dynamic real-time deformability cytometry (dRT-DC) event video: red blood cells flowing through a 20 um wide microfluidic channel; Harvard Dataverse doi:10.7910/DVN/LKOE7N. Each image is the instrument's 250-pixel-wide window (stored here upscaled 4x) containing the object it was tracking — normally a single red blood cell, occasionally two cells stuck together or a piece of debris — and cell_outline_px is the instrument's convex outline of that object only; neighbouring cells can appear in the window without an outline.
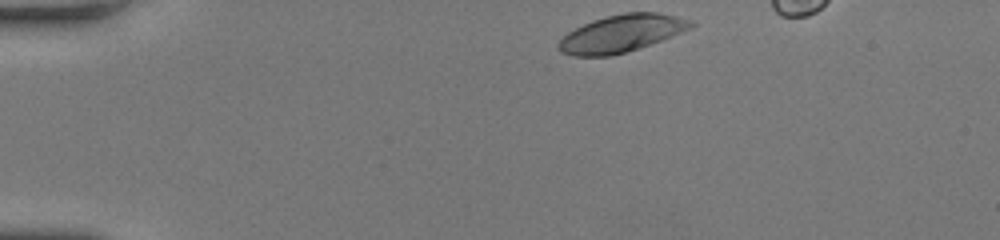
{"species": "human", "species_latin": "Homo sapiens", "temperature_condition": "room temperature", "stored_images_in_passage": 25, "camera_frame_rate_fps": 3000, "um_per_image_px": 0.085, "donor": {"sex": "female"}, "frame": {"image": 1, "passage_image": 1, "time_ms": 0.0, "image_size_px": [1000, 240], "cell_outline_px": [[696, 24], [692, 28], [660, 40], [612, 56], [572, 56], [560, 52], [556, 48], [556, 44], [568, 32], [592, 20], [624, 12], [656, 12], [676, 16], [692, 20]], "centroid_in_image_um": [52.8, 2.84], "position_along_channel_um": 32.2, "area_um2": 28.55}}
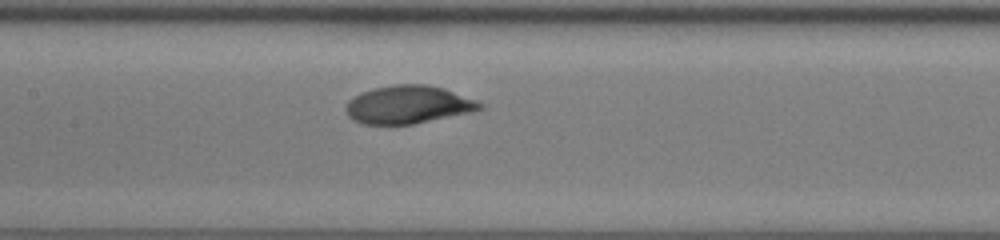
{"frame": {"image": 2, "passage_image": 15, "time_ms": 4.667, "image_size_px": [1000, 240], "cell_outline_px": [[484, 108], [476, 112], [412, 124], [364, 124], [348, 116], [344, 108], [348, 100], [364, 92], [376, 88], [392, 84], [428, 84], [444, 88], [476, 100], [484, 104]], "centroid_in_image_um": [34.76, 8.9], "position_along_channel_um": 172.6, "area_um2": 29.77}}
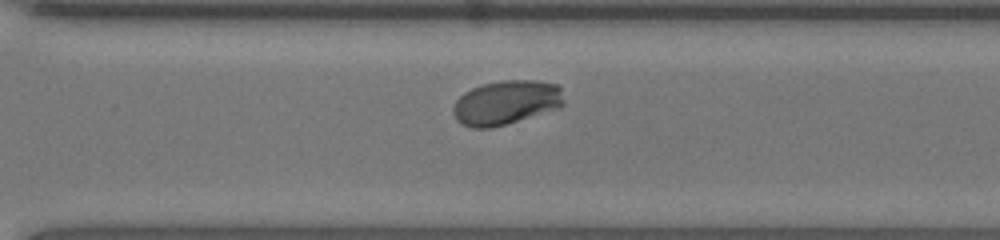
{"frame": {"image": 3, "passage_image": 25, "time_ms": 8.0, "image_size_px": [1000, 240], "cell_outline_px": [[564, 104], [560, 108], [492, 128], [472, 128], [460, 124], [456, 120], [452, 112], [452, 108], [456, 100], [464, 92], [472, 88], [484, 84], [504, 80], [536, 80], [560, 84], [564, 100]], "centroid_in_image_um": [43.03, 8.72], "position_along_channel_um": 327.6, "area_um2": 28.9}}